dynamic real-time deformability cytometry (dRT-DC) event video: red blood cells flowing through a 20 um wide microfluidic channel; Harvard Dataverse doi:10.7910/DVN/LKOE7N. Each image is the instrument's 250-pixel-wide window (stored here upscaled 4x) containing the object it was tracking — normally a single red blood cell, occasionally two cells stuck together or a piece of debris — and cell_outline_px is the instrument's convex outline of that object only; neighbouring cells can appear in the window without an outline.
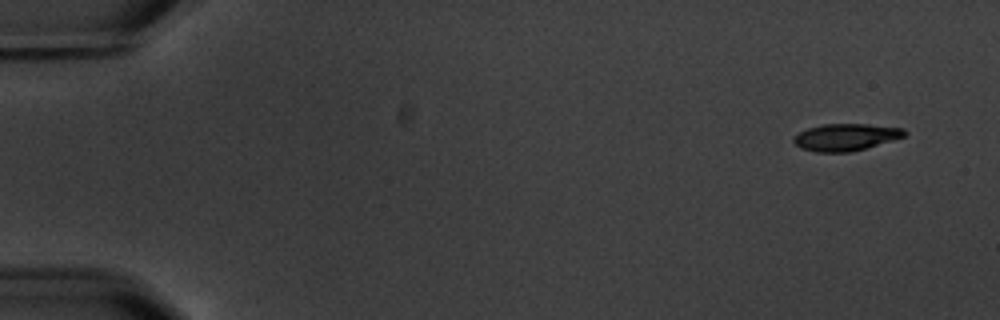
{"species": "common noctule bat (a hibernating species)", "species_latin": "Nyctalus noctula", "temperature_condition": "warm", "stored_images_in_passage": 5, "camera_frame_rate_fps": 3000, "um_per_image_px": 0.085, "animal": {"sex": "male", "body_mass_g": 20.1, "forearm_length_mm": 53.5}, "frame": {"image": 1, "passage_image": 1, "time_ms": 0.0, "image_size_px": [1000, 320], "cell_outline_px": [[908, 132], [904, 136], [892, 140], [864, 148], [848, 152], [816, 152], [800, 148], [792, 140], [800, 132], [808, 128], [824, 124], [868, 124], [904, 128]], "centroid_in_image_um": [71.89, 11.65], "position_along_channel_um": 13.1, "area_um2": 17.22}}
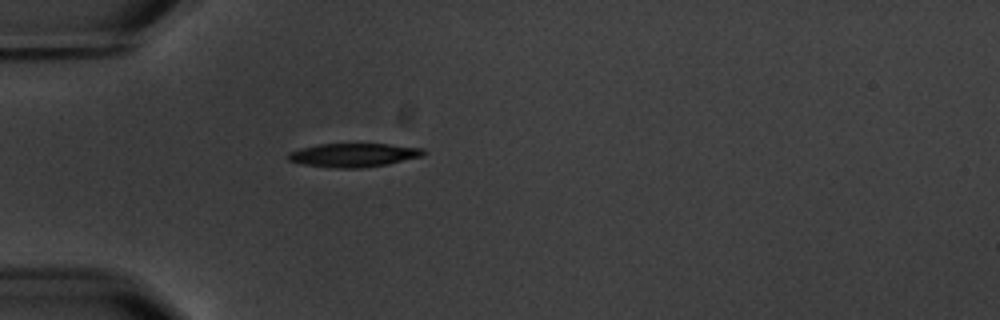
{"frame": {"image": 2, "passage_image": 5, "time_ms": 4.667, "image_size_px": [1000, 320], "cell_outline_px": [[428, 152], [424, 156], [388, 164], [364, 168], [336, 168], [304, 164], [288, 160], [288, 152], [300, 148], [320, 144], [388, 144], [424, 148]], "centroid_in_image_um": [30.12, 13.18], "position_along_channel_um": 54.9, "area_um2": 18.79}}